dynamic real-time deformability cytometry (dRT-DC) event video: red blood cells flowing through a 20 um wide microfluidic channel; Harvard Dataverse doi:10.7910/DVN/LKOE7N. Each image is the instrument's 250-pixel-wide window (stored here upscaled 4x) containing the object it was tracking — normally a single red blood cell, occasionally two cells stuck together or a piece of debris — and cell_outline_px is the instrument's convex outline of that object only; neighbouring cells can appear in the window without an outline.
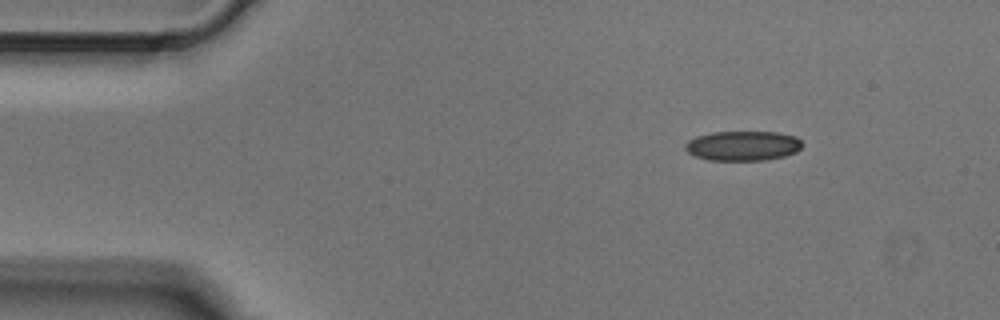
{"species": "Egyptian fruit bat (a non-hibernating species)", "species_latin": "Rousettus aegyptiacus", "temperature_condition": "cold", "stored_images_in_passage": 4, "camera_frame_rate_fps": 3000, "um_per_image_px": 0.085, "animal": {"sex": "male"}, "frame": {"image": 1, "passage_image": 4, "time_ms": 1.0, "image_size_px": [1000, 320], "cell_outline_px": [[804, 144], [796, 152], [784, 156], [764, 160], [708, 160], [696, 156], [688, 152], [684, 148], [684, 144], [688, 140], [696, 136], [712, 132], [780, 132], [796, 136]], "centroid_in_image_um": [63.15, 12.38], "position_along_channel_um": 21.9, "area_um2": 20.4}}